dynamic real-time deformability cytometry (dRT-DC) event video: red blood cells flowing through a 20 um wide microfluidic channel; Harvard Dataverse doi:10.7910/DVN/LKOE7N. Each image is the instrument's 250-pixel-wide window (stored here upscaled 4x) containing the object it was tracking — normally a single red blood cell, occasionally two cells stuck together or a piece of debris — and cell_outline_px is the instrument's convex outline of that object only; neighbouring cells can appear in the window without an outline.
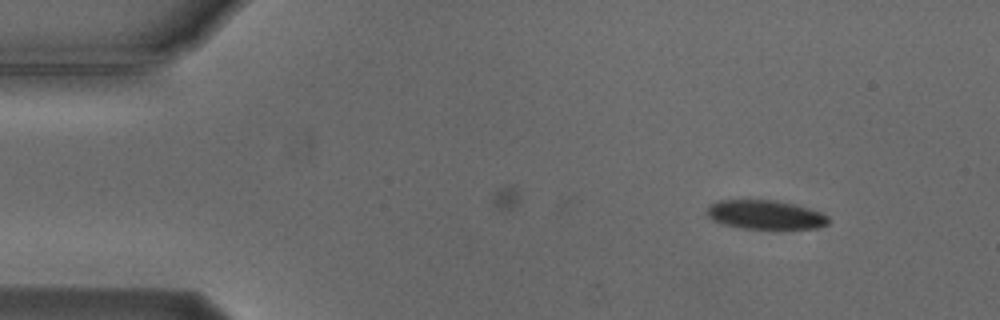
{"species": "Egyptian fruit bat (a non-hibernating species)", "species_latin": "Rousettus aegyptiacus", "temperature_condition": "cold", "stored_images_in_passage": 4, "camera_frame_rate_fps": 3000, "um_per_image_px": 0.085, "animal": {"sex": "male"}, "frame": {"image": 1, "passage_image": 1, "time_ms": 0.0, "image_size_px": [1000, 320], "cell_outline_px": [[828, 224], [816, 228], [740, 228], [724, 224], [712, 220], [708, 216], [708, 204], [716, 200], [776, 200], [808, 208], [820, 212], [828, 216]], "centroid_in_image_um": [65.01, 18.24], "position_along_channel_um": 20.0, "area_um2": 20.35}}
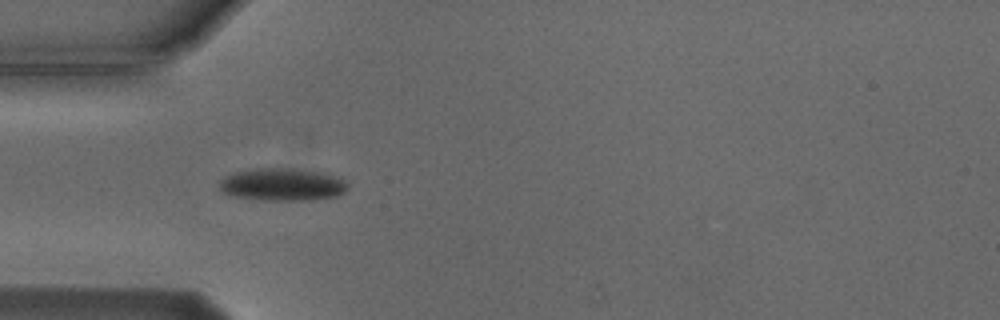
{"frame": {"image": 2, "passage_image": 3, "time_ms": 3.333, "image_size_px": [1000, 320], "cell_outline_px": [[348, 188], [344, 192], [336, 196], [312, 200], [264, 200], [232, 196], [224, 192], [220, 188], [220, 180], [224, 176], [236, 172], [256, 168], [288, 168], [316, 172], [332, 176], [344, 180], [348, 184]], "centroid_in_image_um": [23.97, 15.69], "position_along_channel_um": 61.0, "area_um2": 24.04}}
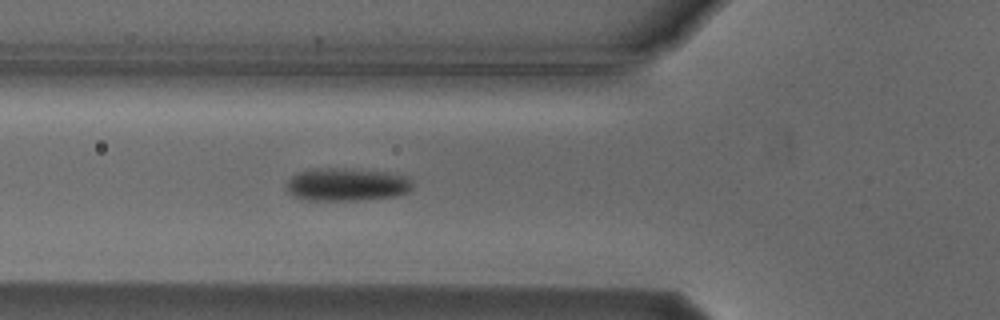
{"frame": {"image": 3, "passage_image": 4, "time_ms": 4.333, "image_size_px": [1000, 320], "cell_outline_px": [[412, 188], [408, 192], [396, 196], [364, 200], [304, 200], [292, 196], [288, 192], [288, 180], [296, 172], [316, 168], [344, 168], [388, 172], [408, 176], [412, 180]], "centroid_in_image_um": [29.49, 15.68], "position_along_channel_um": 96.3, "area_um2": 24.51}}